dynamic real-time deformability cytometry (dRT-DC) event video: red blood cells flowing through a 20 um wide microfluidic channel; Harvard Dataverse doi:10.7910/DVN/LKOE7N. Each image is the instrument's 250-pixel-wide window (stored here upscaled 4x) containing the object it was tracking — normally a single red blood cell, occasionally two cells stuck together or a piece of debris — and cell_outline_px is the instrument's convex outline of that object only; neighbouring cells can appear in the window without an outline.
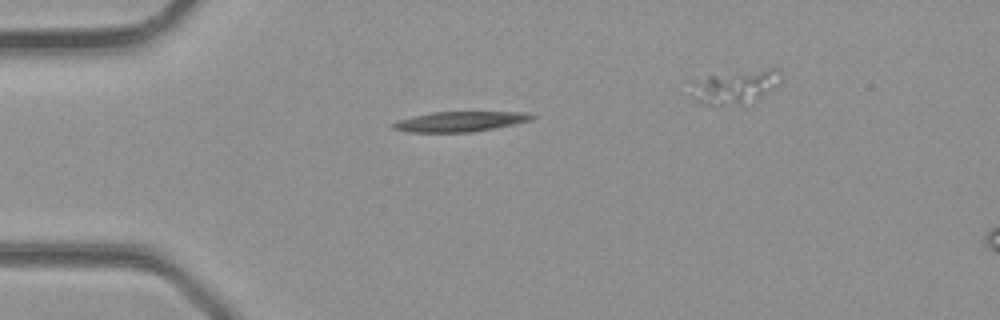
{"species": "common noctule bat (a hibernating species)", "species_latin": "Nyctalus noctula", "temperature_condition": "room temperature", "stored_images_in_passage": 2, "camera_frame_rate_fps": 3000, "um_per_image_px": 0.085, "animal": {"sex": "male", "body_mass_g": 23.1, "forearm_length_mm": 52.7}, "frame": {"image": 1, "passage_image": 1, "time_ms": 0.0, "image_size_px": [1000, 320], "cell_outline_px": [[536, 116], [532, 120], [492, 128], [468, 132], [412, 132], [392, 128], [392, 124], [396, 120], [412, 116], [432, 112], [528, 112]], "centroid_in_image_um": [39.08, 10.32], "position_along_channel_um": 45.9, "area_um2": 16.07}}